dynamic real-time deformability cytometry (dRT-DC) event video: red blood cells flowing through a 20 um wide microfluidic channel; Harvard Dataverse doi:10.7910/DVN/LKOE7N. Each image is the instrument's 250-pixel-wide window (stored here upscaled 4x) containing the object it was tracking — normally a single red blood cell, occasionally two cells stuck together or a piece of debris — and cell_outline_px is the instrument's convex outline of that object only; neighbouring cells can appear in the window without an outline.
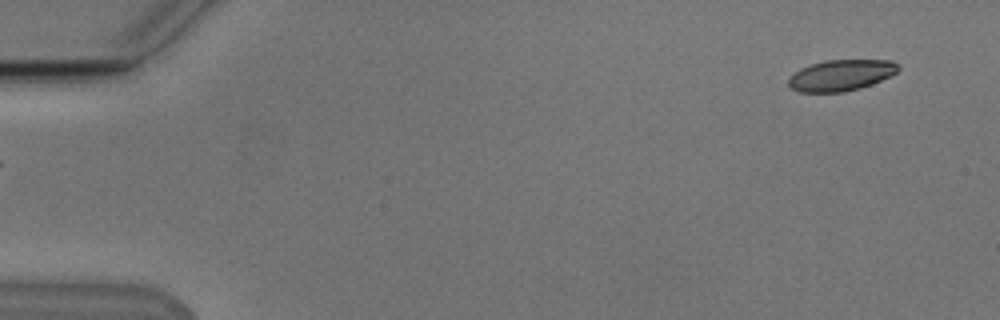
{"species": "Egyptian fruit bat (a non-hibernating species)", "species_latin": "Rousettus aegyptiacus", "temperature_condition": "cold", "stored_images_in_passage": 34, "camera_frame_rate_fps": 3000, "um_per_image_px": 0.085, "animal": {"sex": "male"}, "frame": {"image": 1, "passage_image": 1, "time_ms": 0.0, "image_size_px": [1000, 320], "cell_outline_px": [[900, 68], [892, 76], [872, 84], [860, 88], [844, 92], [800, 92], [792, 88], [788, 84], [788, 80], [800, 68], [824, 60], [888, 60], [900, 64]], "centroid_in_image_um": [71.53, 6.39], "position_along_channel_um": 13.5, "area_um2": 19.88}}
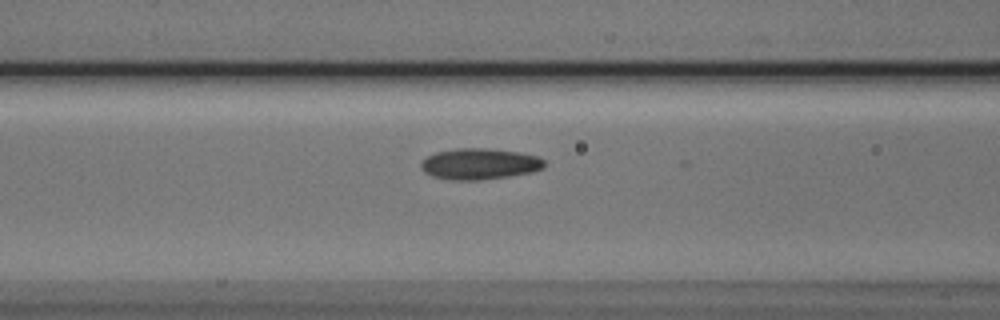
{"frame": {"image": 2, "passage_image": 20, "time_ms": 6.333, "image_size_px": [1000, 320], "cell_outline_px": [[544, 168], [532, 172], [508, 176], [480, 180], [452, 180], [432, 176], [424, 172], [420, 168], [420, 164], [428, 156], [436, 152], [456, 148], [488, 148], [520, 152], [536, 156], [544, 160]], "centroid_in_image_um": [40.75, 13.93], "position_along_channel_um": 125.8, "area_um2": 22.37}}
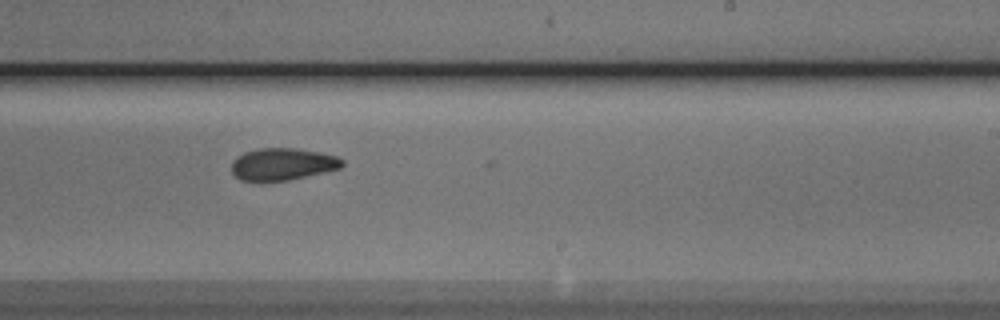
{"frame": {"image": 3, "passage_image": 31, "time_ms": 10.0, "image_size_px": [1000, 320], "cell_outline_px": [[344, 164], [340, 168], [324, 172], [288, 180], [240, 180], [232, 172], [232, 160], [236, 156], [244, 152], [256, 148], [296, 148], [336, 156], [344, 160]], "centroid_in_image_um": [24.0, 13.93], "position_along_channel_um": 265.0, "area_um2": 20.52}}